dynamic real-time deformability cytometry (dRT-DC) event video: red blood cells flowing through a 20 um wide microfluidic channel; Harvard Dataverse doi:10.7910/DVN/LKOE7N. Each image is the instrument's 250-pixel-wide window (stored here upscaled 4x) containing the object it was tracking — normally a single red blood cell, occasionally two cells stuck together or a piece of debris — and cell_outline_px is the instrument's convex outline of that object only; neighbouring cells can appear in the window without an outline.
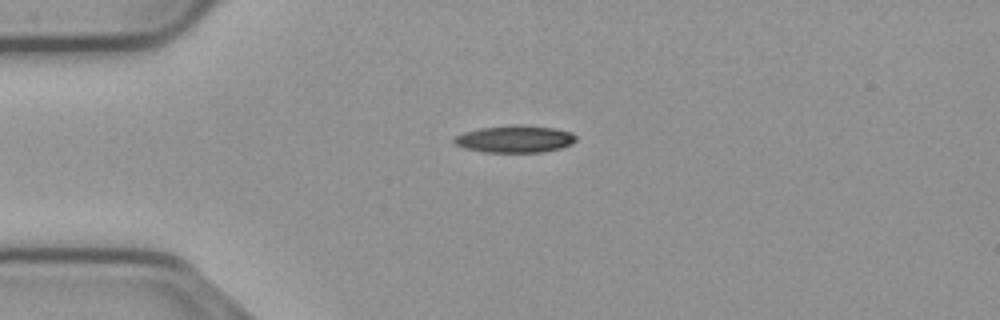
{"species": "common noctule bat (a hibernating species)", "species_latin": "Nyctalus noctula", "temperature_condition": "cold", "stored_images_in_passage": 43, "camera_frame_rate_fps": 3000, "um_per_image_px": 0.085, "animal": {"sex": "male", "body_mass_g": 23.1, "forearm_length_mm": 52.7}, "frame": {"image": 1, "passage_image": 1, "time_ms": 0.0, "image_size_px": [1000, 320], "cell_outline_px": [[576, 140], [572, 144], [560, 148], [544, 152], [484, 152], [464, 148], [456, 144], [452, 140], [456, 136], [464, 132], [480, 128], [556, 128], [572, 132], [576, 136]], "centroid_in_image_um": [43.78, 11.87], "position_along_channel_um": 41.2, "area_um2": 18.26}}
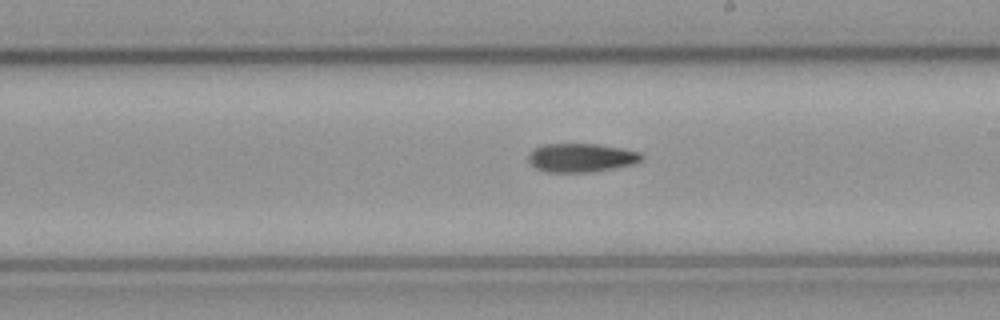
{"frame": {"image": 2, "passage_image": 19, "time_ms": 6.0, "image_size_px": [1000, 320], "cell_outline_px": [[644, 160], [632, 164], [592, 172], [544, 172], [536, 168], [528, 160], [528, 156], [536, 148], [544, 144], [596, 144], [620, 148], [640, 152], [644, 156]], "centroid_in_image_um": [49.42, 13.41], "position_along_channel_um": 239.6, "area_um2": 18.79}}
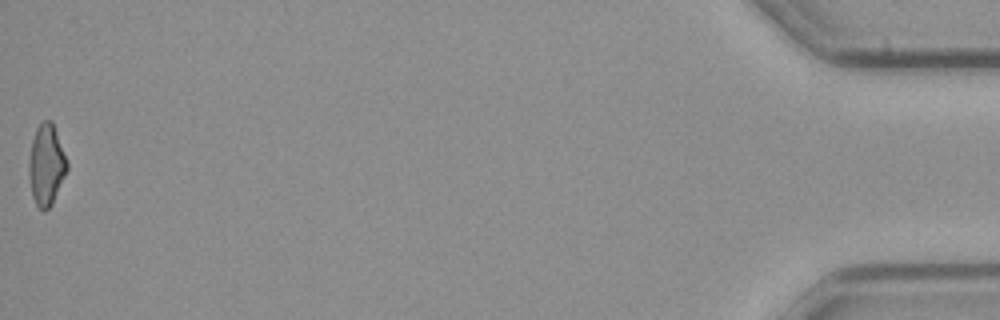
{"frame": {"image": 3, "passage_image": 43, "time_ms": 14.0, "image_size_px": [1000, 320], "cell_outline_px": [[68, 168], [52, 204], [44, 212], [36, 204], [32, 196], [28, 172], [28, 164], [32, 140], [36, 128], [44, 120], [52, 120], [68, 164]], "centroid_in_image_um": [3.93, 14.02], "position_along_channel_um": 431.3, "area_um2": 17.86}}